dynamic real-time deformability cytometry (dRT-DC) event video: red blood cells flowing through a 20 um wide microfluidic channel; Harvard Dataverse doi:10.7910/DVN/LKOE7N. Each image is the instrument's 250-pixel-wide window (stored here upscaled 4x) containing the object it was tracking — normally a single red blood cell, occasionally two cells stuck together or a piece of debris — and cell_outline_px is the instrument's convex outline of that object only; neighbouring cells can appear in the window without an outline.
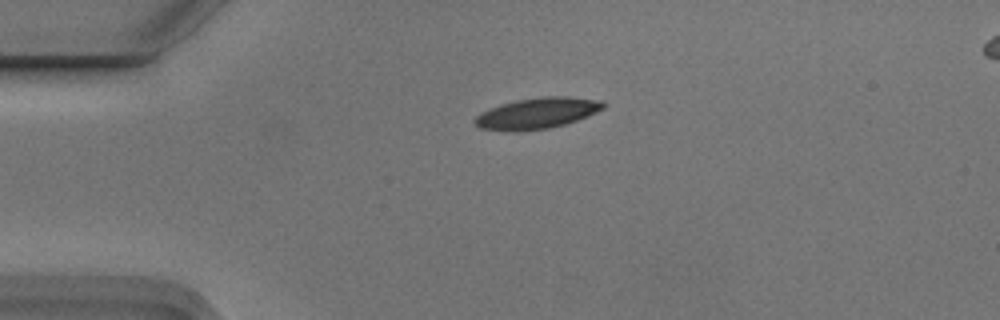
{"species": "Egyptian fruit bat (a non-hibernating species)", "species_latin": "Rousettus aegyptiacus", "temperature_condition": "cold", "stored_images_in_passage": 3, "segment_of_instrument_passage": [1, 2], "camera_frame_rate_fps": 3000, "um_per_image_px": 0.085, "animal": {"sex": "male"}, "frame": {"image": 1, "passage_image": 1, "time_ms": 0.0, "image_size_px": [1000, 320], "cell_outline_px": [[604, 108], [588, 116], [564, 124], [548, 128], [480, 128], [472, 120], [476, 116], [500, 104], [516, 100], [544, 96], [568, 96], [600, 100], [604, 104]], "centroid_in_image_um": [45.74, 9.56], "position_along_channel_um": 39.3, "area_um2": 22.02}}